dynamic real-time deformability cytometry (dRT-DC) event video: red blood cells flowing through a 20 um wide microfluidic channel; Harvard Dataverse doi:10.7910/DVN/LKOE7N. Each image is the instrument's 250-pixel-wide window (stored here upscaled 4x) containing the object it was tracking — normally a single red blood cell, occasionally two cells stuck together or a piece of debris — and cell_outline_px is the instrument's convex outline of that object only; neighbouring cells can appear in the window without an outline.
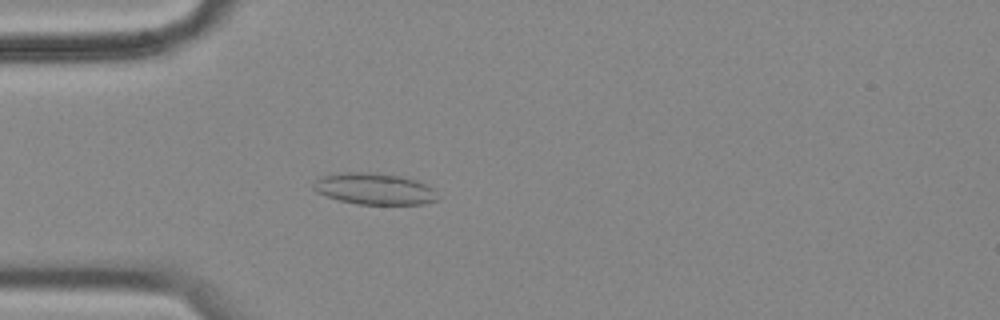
{"species": "common noctule bat (a hibernating species)", "species_latin": "Nyctalus noctula", "temperature_condition": "cold", "stored_images_in_passage": 51, "camera_frame_rate_fps": 3000, "um_per_image_px": 0.085, "animal": {"sex": "female", "body_mass_g": 18.4}, "frame": {"image": 1, "passage_image": 10, "time_ms": 3.0, "image_size_px": [1000, 320], "cell_outline_px": [[436, 200], [424, 204], [356, 204], [340, 200], [316, 192], [312, 188], [312, 184], [316, 180], [324, 176], [348, 172], [396, 176], [416, 180], [432, 188]], "centroid_in_image_um": [31.78, 16.08], "position_along_channel_um": 53.2, "area_um2": 21.91}}
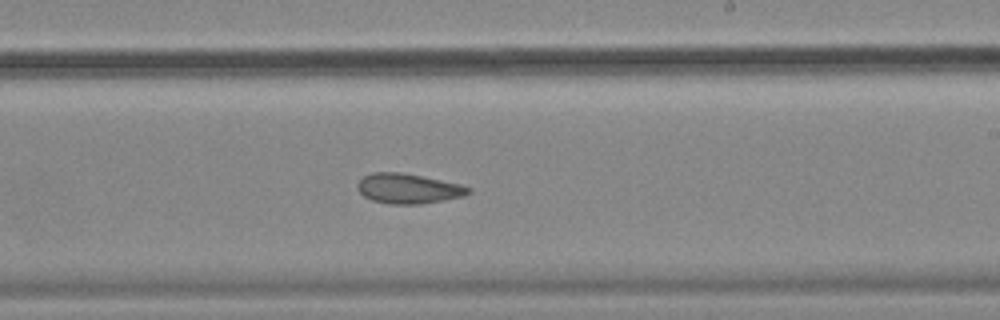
{"frame": {"image": 2, "passage_image": 28, "time_ms": 9.0, "image_size_px": [1000, 320], "cell_outline_px": [[472, 192], [460, 196], [420, 204], [392, 204], [372, 200], [364, 196], [356, 188], [356, 184], [364, 176], [372, 172], [400, 172], [460, 184], [472, 188]], "centroid_in_image_um": [34.66, 16.02], "position_along_channel_um": 254.3, "area_um2": 19.07}}
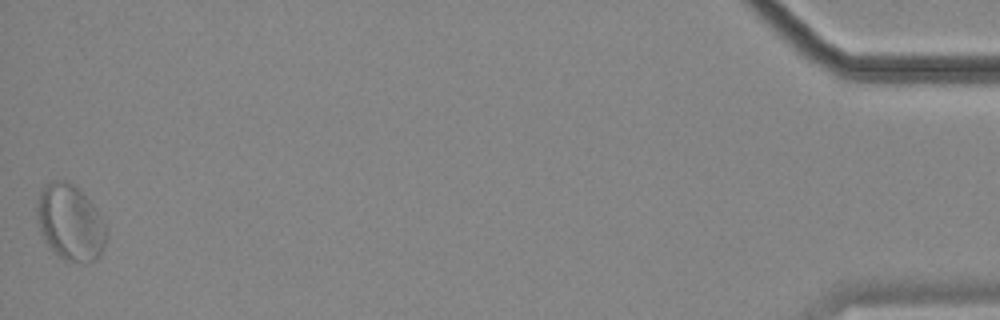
{"frame": {"image": 3, "passage_image": 51, "time_ms": 16.667, "image_size_px": [1000, 320], "cell_outline_px": [[104, 244], [100, 256], [96, 260], [64, 260], [48, 244], [40, 232], [36, 216], [36, 200], [40, 192], [52, 180], [64, 180], [72, 184], [92, 204], [104, 224]], "centroid_in_image_um": [5.91, 18.89], "position_along_channel_um": 429.3, "area_um2": 29.65}, "authors_computed_cell_mechanics": {"area_um2": 20.808, "velocity_mm_per_s": 3.4904, "shape_relaxation_time_tau1_ms": null, "shape_relaxation_time_tau2_ms": 4.3693, "deformation_change_tau1": null, "deformation_change_tau2": 0.0956}}